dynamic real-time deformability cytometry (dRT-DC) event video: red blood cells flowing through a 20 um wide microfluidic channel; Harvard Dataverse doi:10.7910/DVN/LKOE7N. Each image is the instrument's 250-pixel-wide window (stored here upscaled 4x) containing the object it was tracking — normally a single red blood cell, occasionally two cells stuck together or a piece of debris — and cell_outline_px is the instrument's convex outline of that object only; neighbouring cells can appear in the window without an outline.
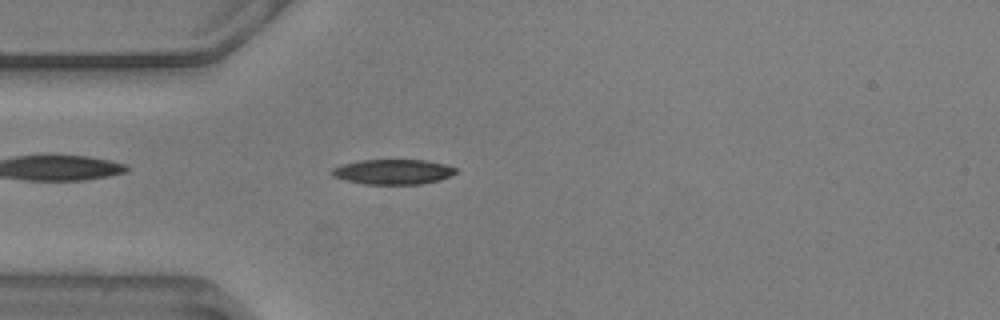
{"species": "common noctule bat (a hibernating species)", "species_latin": "Nyctalus noctula", "temperature_condition": "warm", "stored_images_in_passage": 21, "camera_frame_rate_fps": 3000, "um_per_image_px": 0.085, "animal": {"sex": "male", "body_mass_g": 20.5, "forearm_length_mm": 52.5}, "frame": {"image": 1, "passage_image": 3, "time_ms": 0.667, "image_size_px": [1000, 320], "cell_outline_px": [[456, 172], [452, 176], [440, 180], [420, 184], [364, 184], [344, 180], [332, 176], [332, 168], [340, 164], [360, 160], [428, 160], [444, 164], [456, 168]], "centroid_in_image_um": [33.4, 14.6], "position_along_channel_um": 51.6, "area_um2": 18.21}}
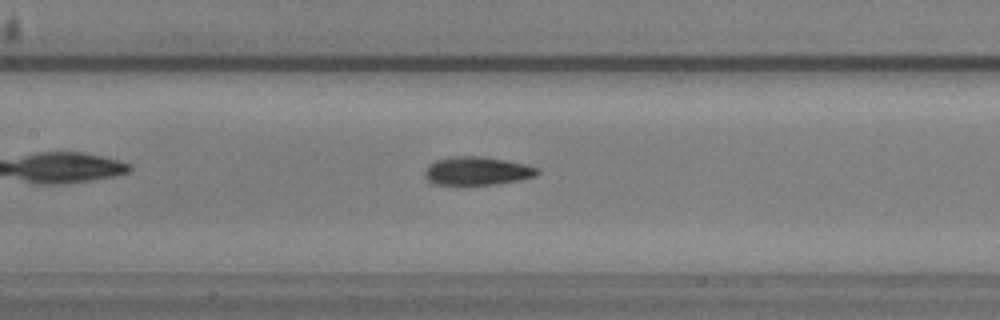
{"frame": {"image": 2, "passage_image": 13, "time_ms": 4.0, "image_size_px": [1000, 320], "cell_outline_px": [[540, 172], [536, 176], [520, 180], [496, 184], [432, 184], [424, 176], [424, 172], [428, 164], [436, 160], [452, 156], [484, 156], [524, 164], [536, 168]], "centroid_in_image_um": [40.52, 14.52], "position_along_channel_um": 166.9, "area_um2": 18.55}}
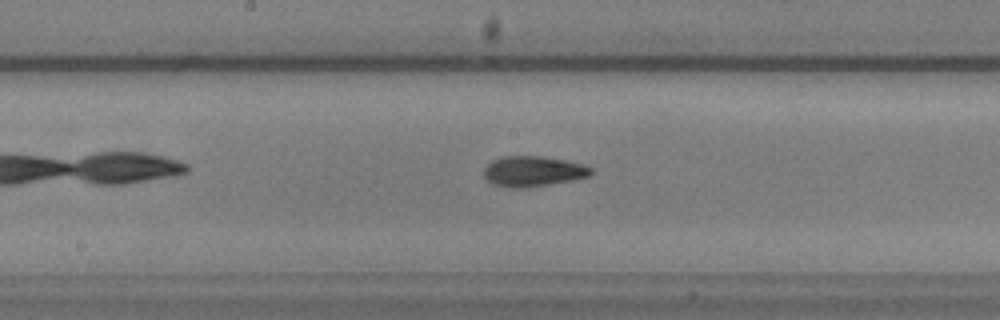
{"frame": {"image": 3, "passage_image": 16, "time_ms": 5.0, "image_size_px": [1000, 320], "cell_outline_px": [[596, 172], [588, 176], [572, 180], [528, 188], [504, 188], [492, 184], [484, 176], [484, 168], [492, 160], [504, 156], [544, 156], [564, 160], [580, 164], [592, 168]], "centroid_in_image_um": [45.29, 14.57], "position_along_channel_um": 202.9, "area_um2": 19.13}}